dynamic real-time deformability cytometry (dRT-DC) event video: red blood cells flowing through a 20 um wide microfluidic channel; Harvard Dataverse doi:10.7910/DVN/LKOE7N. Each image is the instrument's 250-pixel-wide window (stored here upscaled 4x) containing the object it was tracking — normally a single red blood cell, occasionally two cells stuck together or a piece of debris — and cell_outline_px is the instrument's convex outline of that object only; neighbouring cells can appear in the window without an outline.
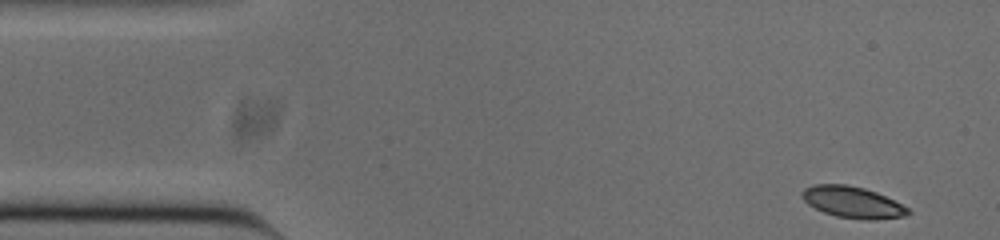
{"species": "common noctule bat (a hibernating species)", "species_latin": "Nyctalus noctula", "temperature_condition": "cold", "stored_images_in_passage": 51, "camera_frame_rate_fps": 3000, "um_per_image_px": 0.085, "animal": {"sex": "male", "body_mass_g": 20.0, "forearm_length_mm": 53.3}, "frame": {"image": 1, "passage_image": 1, "time_ms": 0.0, "image_size_px": [1000, 240], "cell_outline_px": [[912, 212], [904, 216], [876, 220], [868, 220], [836, 216], [824, 212], [808, 204], [800, 196], [800, 192], [804, 188], [816, 184], [844, 184], [864, 188], [876, 192], [908, 208]], "centroid_in_image_um": [72.44, 17.19], "position_along_channel_um": 12.6, "area_um2": 19.25}}
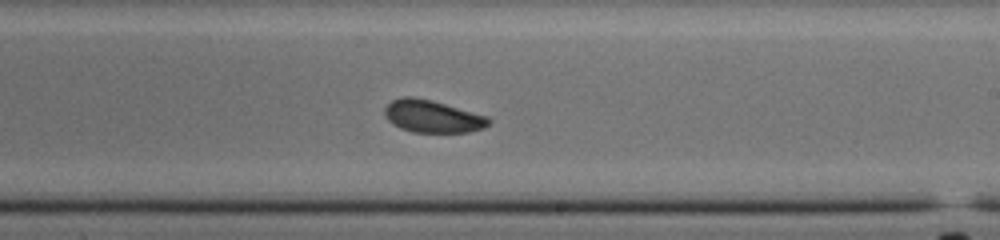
{"frame": {"image": 2, "passage_image": 28, "time_ms": 9.0, "image_size_px": [1000, 240], "cell_outline_px": [[492, 120], [484, 128], [468, 132], [412, 132], [400, 128], [392, 124], [384, 116], [384, 108], [392, 100], [404, 96], [412, 96], [432, 100], [488, 116]], "centroid_in_image_um": [36.74, 9.89], "position_along_channel_um": 252.3, "area_um2": 19.77}}
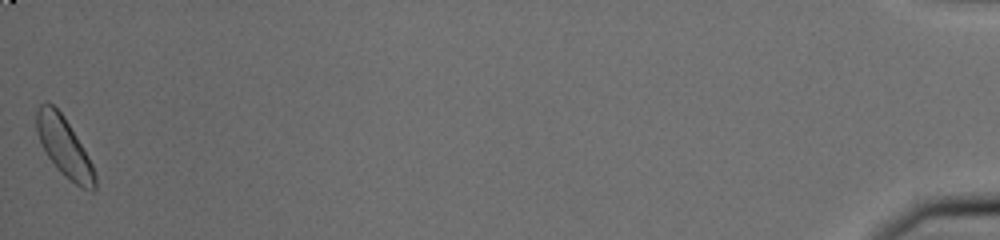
{"frame": {"image": 3, "passage_image": 51, "time_ms": 16.667, "image_size_px": [1000, 240], "cell_outline_px": [[96, 188], [92, 192], [80, 188], [60, 172], [56, 168], [48, 156], [36, 132], [36, 112], [40, 104], [44, 100], [48, 100], [64, 116], [88, 156], [92, 164], [96, 176]], "centroid_in_image_um": [5.46, 12.49], "position_along_channel_um": 429.7, "area_um2": 20.17}, "authors_computed_cell_mechanics": {"area_um2": 19.7098, "velocity_mm_per_s": 3.7364, "shape_relaxation_time_tau1_ms": 1.3292, "shape_relaxation_time_tau2_ms": null, "deformation_change_tau1": 0.0569, "deformation_change_tau2": null}}